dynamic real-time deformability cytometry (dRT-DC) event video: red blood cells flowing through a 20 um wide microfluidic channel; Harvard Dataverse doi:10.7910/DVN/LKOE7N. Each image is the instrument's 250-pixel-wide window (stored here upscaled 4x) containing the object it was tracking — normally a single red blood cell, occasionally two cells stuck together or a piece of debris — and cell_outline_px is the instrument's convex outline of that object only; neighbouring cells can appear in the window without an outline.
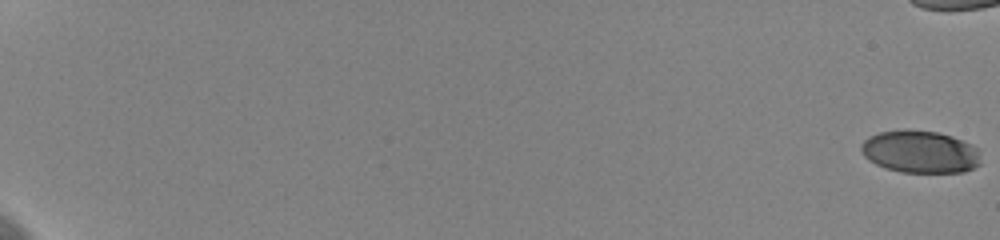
{"species": "human", "species_latin": "Homo sapiens", "temperature_condition": "cold", "stored_images_in_passage": 54, "camera_frame_rate_fps": 3000, "um_per_image_px": 0.085, "donor": {"sex": "female"}, "frame": {"image": 1, "passage_image": 1, "time_ms": 0.0, "image_size_px": [1000, 240], "cell_outline_px": [[980, 164], [964, 172], [900, 172], [884, 168], [868, 160], [864, 156], [860, 148], [860, 144], [868, 136], [880, 132], [904, 128], [908, 128], [936, 132], [952, 136], [972, 144], [976, 148]], "centroid_in_image_um": [78.15, 12.88], "position_along_channel_um": 6.8, "area_um2": 29.82}}
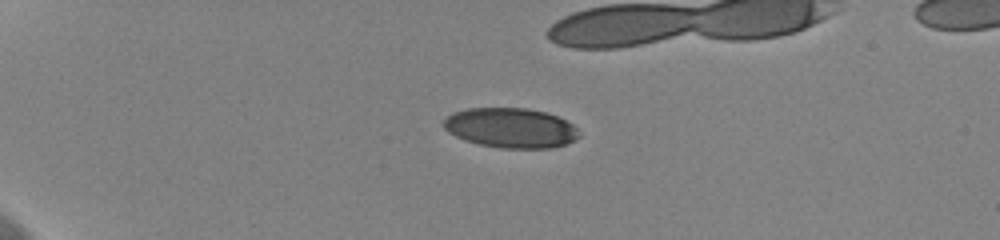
{"frame": {"image": 2, "passage_image": 18, "time_ms": 5.667, "image_size_px": [1000, 240], "cell_outline_px": [[580, 136], [576, 140], [552, 148], [500, 148], [480, 144], [464, 140], [448, 132], [444, 128], [444, 120], [452, 112], [468, 108], [528, 108], [544, 112], [556, 116], [572, 124], [580, 132]], "centroid_in_image_um": [43.41, 10.87], "position_along_channel_um": 41.6, "area_um2": 31.44}}
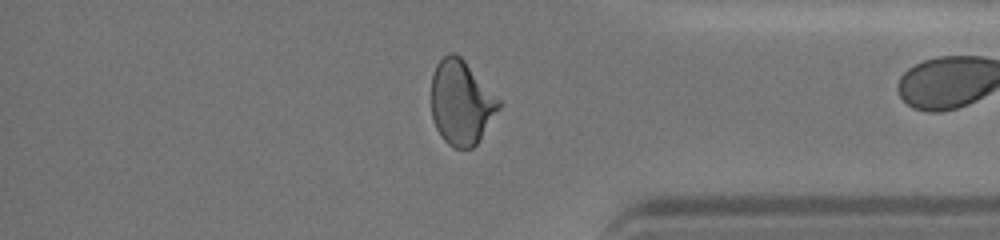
{"frame": {"image": 3, "passage_image": 53, "time_ms": 17.333, "image_size_px": [1000, 240], "cell_outline_px": [[500, 108], [476, 144], [472, 148], [456, 148], [448, 144], [440, 136], [432, 120], [432, 76], [436, 64], [448, 52], [452, 52], [460, 56], [464, 60], [500, 100]], "centroid_in_image_um": [39.18, 8.71], "position_along_channel_um": 396.0, "area_um2": 32.95}}